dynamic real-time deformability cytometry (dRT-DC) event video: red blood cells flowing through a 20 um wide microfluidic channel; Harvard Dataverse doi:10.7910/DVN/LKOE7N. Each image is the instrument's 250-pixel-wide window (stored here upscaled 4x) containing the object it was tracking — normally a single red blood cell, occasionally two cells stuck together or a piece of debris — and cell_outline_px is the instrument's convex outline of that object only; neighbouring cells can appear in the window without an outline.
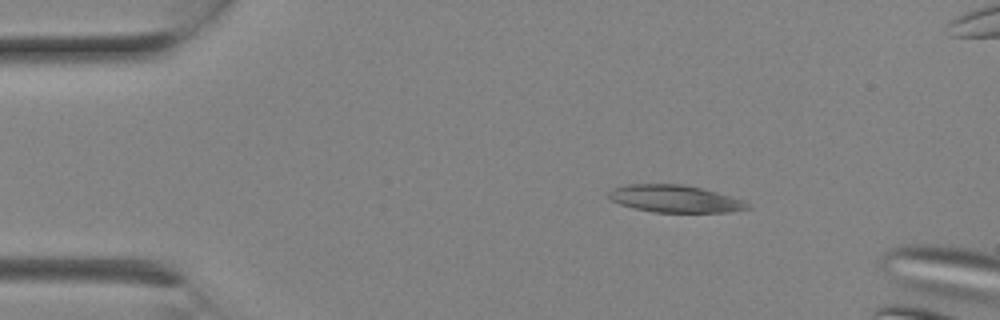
{"species": "Egyptian fruit bat (a non-hibernating species)", "species_latin": "Rousettus aegyptiacus", "temperature_condition": "room temperature", "stored_images_in_passage": 3, "camera_frame_rate_fps": 3000, "um_per_image_px": 0.085, "animal": {"sex": "female"}, "frame": {"image": 1, "passage_image": 2, "time_ms": 0.333, "image_size_px": [1000, 320], "cell_outline_px": [[752, 208], [728, 212], [652, 212], [620, 204], [608, 200], [604, 196], [612, 188], [628, 184], [684, 184], [716, 192], [744, 200]], "centroid_in_image_um": [57.31, 16.89], "position_along_channel_um": 27.7, "area_um2": 22.2}}